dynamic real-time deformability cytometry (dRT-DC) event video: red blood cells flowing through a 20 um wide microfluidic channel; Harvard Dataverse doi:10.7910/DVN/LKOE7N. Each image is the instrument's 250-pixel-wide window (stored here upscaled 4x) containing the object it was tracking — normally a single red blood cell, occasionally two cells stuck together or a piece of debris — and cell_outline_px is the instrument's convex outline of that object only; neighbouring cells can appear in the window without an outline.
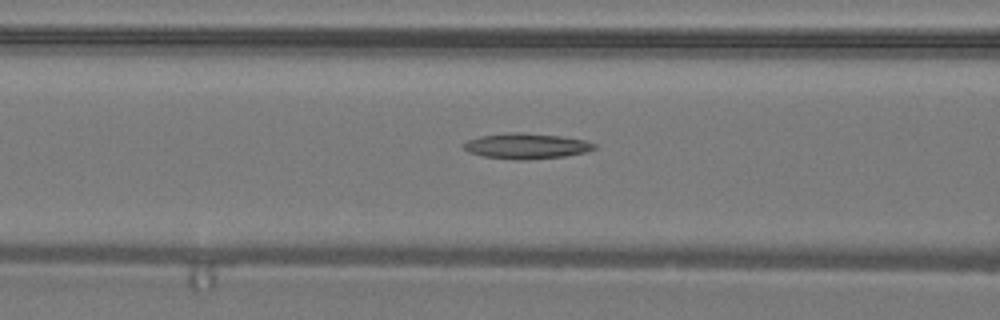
{"species": "common noctule bat (a hibernating species)", "species_latin": "Nyctalus noctula", "temperature_condition": "warm", "stored_images_in_passage": 11, "camera_frame_rate_fps": 3000, "um_per_image_px": 0.085, "animal": {"sex": "male", "body_mass_g": 19.2, "forearm_length_mm": 51.8}, "frame": {"image": 1, "passage_image": 5, "time_ms": 1.333, "image_size_px": [1000, 320], "cell_outline_px": [[596, 148], [584, 152], [564, 156], [524, 160], [516, 160], [484, 156], [468, 152], [460, 144], [468, 140], [480, 136], [508, 132], [524, 132], [560, 136], [584, 140], [596, 144]], "centroid_in_image_um": [44.7, 12.4], "position_along_channel_um": 121.9, "area_um2": 19.42}}
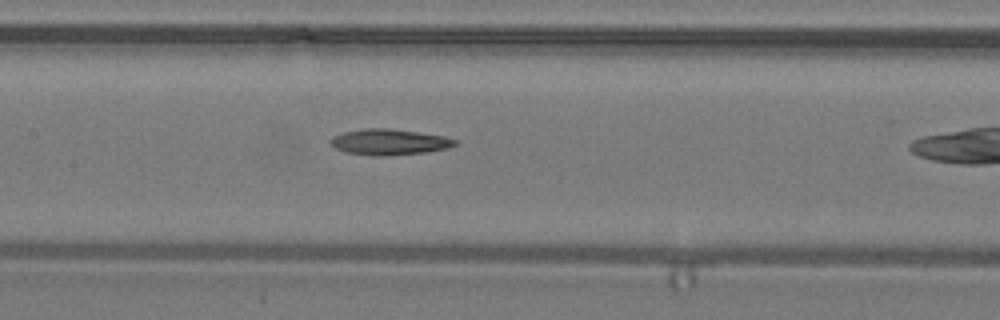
{"frame": {"image": 2, "passage_image": 8, "time_ms": 2.333, "image_size_px": [1000, 320], "cell_outline_px": [[456, 144], [448, 148], [424, 152], [376, 156], [344, 152], [336, 148], [328, 140], [332, 136], [344, 132], [364, 128], [388, 128], [444, 136], [456, 140]], "centroid_in_image_um": [33.04, 12.06], "position_along_channel_um": 174.4, "area_um2": 18.5}}
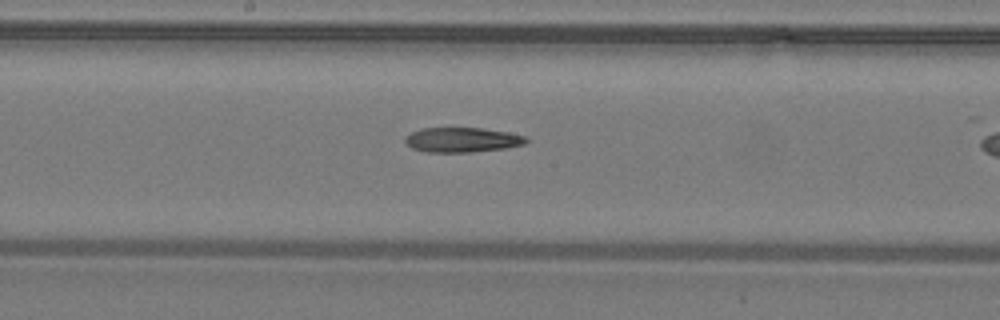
{"frame": {"image": 3, "passage_image": 10, "time_ms": 3.0, "image_size_px": [1000, 320], "cell_outline_px": [[528, 140], [524, 144], [504, 148], [472, 152], [428, 152], [412, 148], [404, 140], [404, 136], [420, 128], [480, 128], [508, 132], [524, 136]], "centroid_in_image_um": [39.25, 11.88], "position_along_channel_um": 209.0, "area_um2": 17.34}}